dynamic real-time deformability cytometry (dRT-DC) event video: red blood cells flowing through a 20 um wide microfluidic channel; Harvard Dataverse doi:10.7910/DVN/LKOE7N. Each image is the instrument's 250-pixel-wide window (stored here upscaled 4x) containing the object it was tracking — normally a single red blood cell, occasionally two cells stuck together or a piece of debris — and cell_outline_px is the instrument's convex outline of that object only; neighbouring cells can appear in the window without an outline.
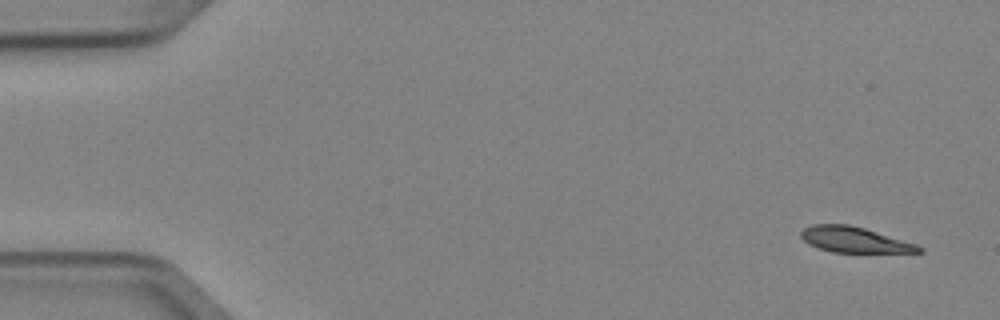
{"species": "Egyptian fruit bat (a non-hibernating species)", "species_latin": "Rousettus aegyptiacus", "temperature_condition": "cold", "stored_images_in_passage": 7, "camera_frame_rate_fps": 3000, "um_per_image_px": 0.085, "animal": {"sex": "female"}, "frame": {"image": 1, "passage_image": 1, "time_ms": 0.0, "image_size_px": [1000, 320], "cell_outline_px": [[924, 252], [832, 252], [808, 244], [800, 236], [800, 232], [804, 228], [812, 224], [848, 224], [864, 228], [916, 244], [924, 248]], "centroid_in_image_um": [72.6, 20.37], "position_along_channel_um": 12.4, "area_um2": 17.4}}
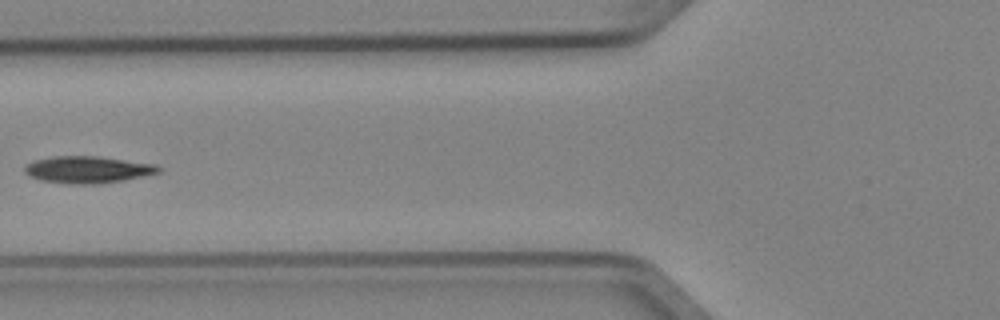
{"frame": {"image": 2, "passage_image": 6, "time_ms": 1.667, "image_size_px": [1000, 320], "cell_outline_px": [[164, 168], [160, 172], [124, 180], [96, 184], [68, 184], [40, 180], [28, 176], [24, 172], [24, 168], [28, 164], [36, 160], [52, 156], [96, 156], [156, 164]], "centroid_in_image_um": [7.46, 14.42], "position_along_channel_um": 118.3, "area_um2": 21.04}}
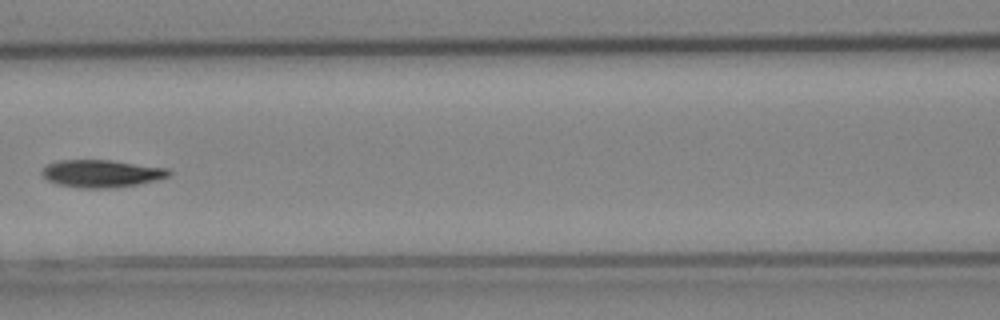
{"frame": {"image": 3, "passage_image": 7, "time_ms": 2.0, "image_size_px": [1000, 320], "cell_outline_px": [[172, 172], [168, 176], [156, 180], [140, 184], [116, 188], [84, 188], [56, 184], [48, 180], [40, 172], [48, 164], [60, 160], [108, 160], [168, 168]], "centroid_in_image_um": [8.64, 14.76], "position_along_channel_um": 158.0, "area_um2": 20.29}}